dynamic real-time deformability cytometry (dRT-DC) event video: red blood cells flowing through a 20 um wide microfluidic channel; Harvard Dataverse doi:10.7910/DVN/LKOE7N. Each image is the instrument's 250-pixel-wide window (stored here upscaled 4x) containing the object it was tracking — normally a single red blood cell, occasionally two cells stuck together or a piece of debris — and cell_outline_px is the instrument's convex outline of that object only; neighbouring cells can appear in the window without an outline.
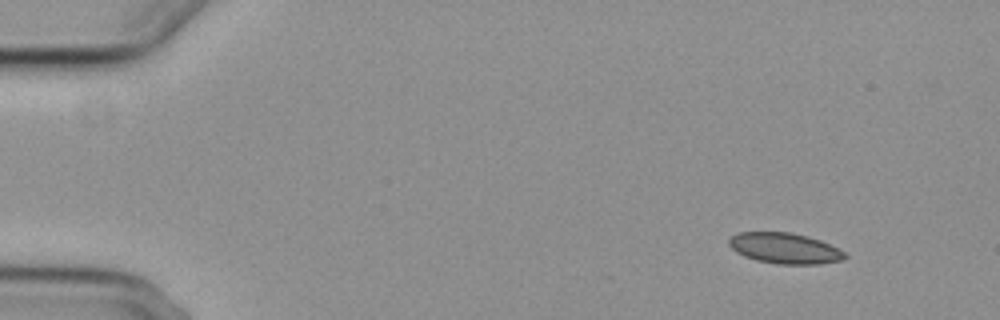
{"species": "common noctule bat (a hibernating species)", "species_latin": "Nyctalus noctula", "temperature_condition": "cold", "stored_images_in_passage": 4, "camera_frame_rate_fps": 3000, "um_per_image_px": 0.085, "animal": {"sex": "female", "body_mass_g": 29.2, "forearm_length_mm": 56.3}, "frame": {"image": 1, "passage_image": 1, "time_ms": 0.0, "image_size_px": [1000, 320], "cell_outline_px": [[848, 256], [844, 260], [820, 264], [776, 264], [756, 260], [744, 256], [736, 252], [728, 244], [728, 240], [736, 232], [792, 232], [808, 236], [820, 240], [844, 252]], "centroid_in_image_um": [66.69, 21.1], "position_along_channel_um": 18.3, "area_um2": 20.87}}
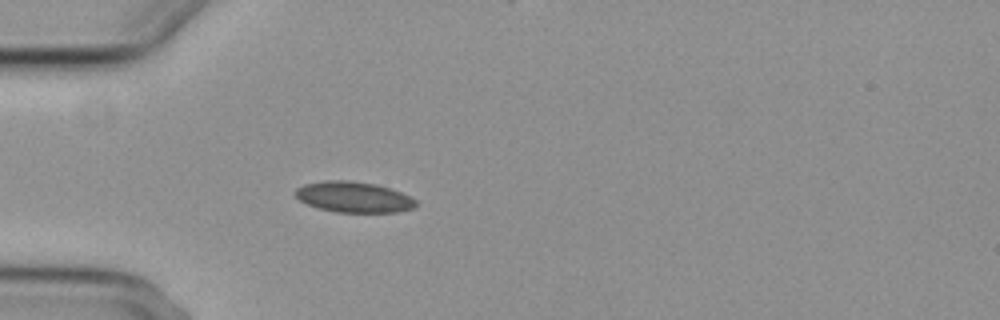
{"frame": {"image": 2, "passage_image": 3, "time_ms": 3.667, "image_size_px": [1000, 320], "cell_outline_px": [[416, 204], [412, 208], [396, 212], [336, 212], [320, 208], [308, 204], [300, 200], [292, 192], [296, 188], [304, 184], [324, 180], [348, 180], [376, 184], [400, 192], [416, 200]], "centroid_in_image_um": [30.01, 16.74], "position_along_channel_um": 55.0, "area_um2": 21.44}}